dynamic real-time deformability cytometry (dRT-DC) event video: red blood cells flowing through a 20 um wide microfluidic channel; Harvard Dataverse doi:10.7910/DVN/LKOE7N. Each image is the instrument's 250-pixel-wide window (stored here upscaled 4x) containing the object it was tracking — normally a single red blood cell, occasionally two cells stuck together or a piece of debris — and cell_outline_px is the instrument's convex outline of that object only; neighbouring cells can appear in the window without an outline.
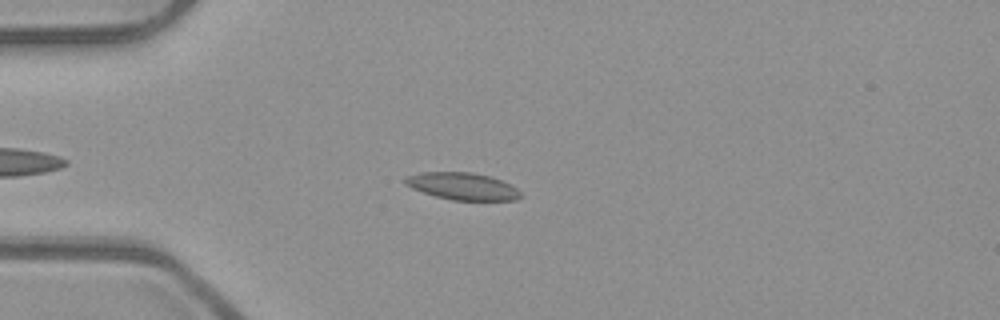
{"species": "common noctule bat (a hibernating species)", "species_latin": "Nyctalus noctula", "temperature_condition": "room temperature", "stored_images_in_passage": 38, "camera_frame_rate_fps": 3000, "um_per_image_px": 0.085, "animal": {"sex": "male", "body_mass_g": 23.1, "forearm_length_mm": 52.7}, "frame": {"image": 1, "passage_image": 10, "time_ms": 3.0, "image_size_px": [1000, 320], "cell_outline_px": [[524, 196], [516, 200], [452, 200], [436, 196], [412, 188], [404, 184], [404, 176], [420, 172], [472, 172], [488, 176], [500, 180], [516, 188]], "centroid_in_image_um": [39.29, 15.83], "position_along_channel_um": 45.7, "area_um2": 18.21}}
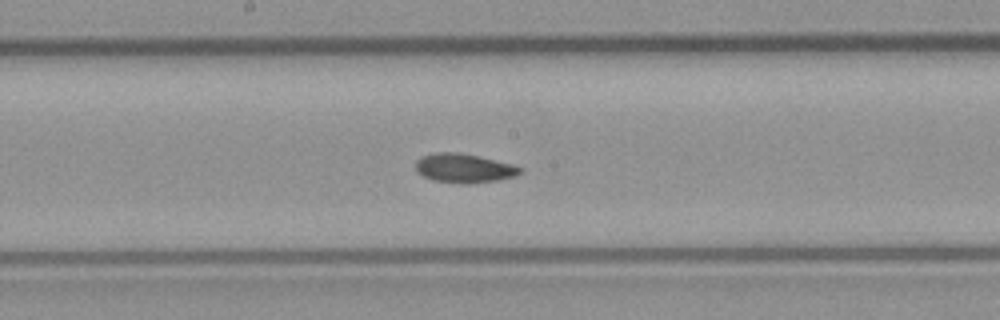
{"frame": {"image": 2, "passage_image": 24, "time_ms": 7.667, "image_size_px": [1000, 320], "cell_outline_px": [[524, 172], [516, 176], [496, 180], [468, 184], [460, 184], [432, 180], [416, 172], [416, 160], [420, 156], [436, 152], [456, 152], [476, 156], [512, 164], [524, 168]], "centroid_in_image_um": [39.44, 14.3], "position_along_channel_um": 208.8, "area_um2": 17.8}}
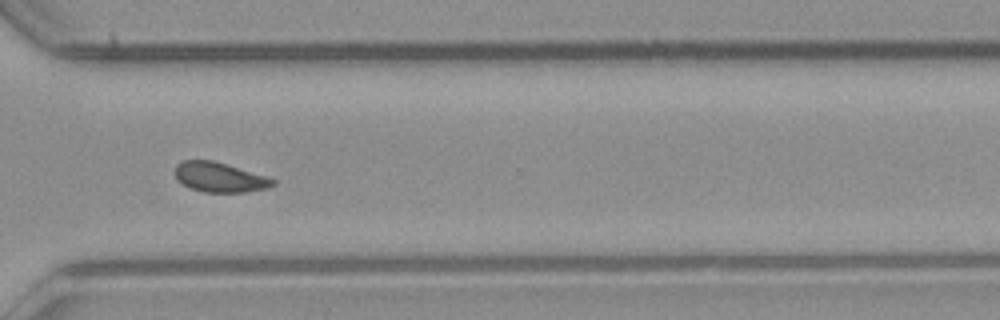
{"frame": {"image": 3, "passage_image": 35, "time_ms": 11.333, "image_size_px": [1000, 320], "cell_outline_px": [[276, 184], [268, 188], [244, 192], [204, 192], [192, 188], [176, 180], [176, 164], [184, 160], [212, 160], [268, 176], [276, 180]], "centroid_in_image_um": [18.7, 15.06], "position_along_channel_um": 351.9, "area_um2": 16.94}, "authors_computed_cell_mechanics": {"area_um2": 17.7446, "velocity_mm_per_s": 3.9109, "shape_relaxation_time_tau1_ms": null, "shape_relaxation_time_tau2_ms": 2.5794, "deformation_change_tau1": null, "deformation_change_tau2": 0.0779}}